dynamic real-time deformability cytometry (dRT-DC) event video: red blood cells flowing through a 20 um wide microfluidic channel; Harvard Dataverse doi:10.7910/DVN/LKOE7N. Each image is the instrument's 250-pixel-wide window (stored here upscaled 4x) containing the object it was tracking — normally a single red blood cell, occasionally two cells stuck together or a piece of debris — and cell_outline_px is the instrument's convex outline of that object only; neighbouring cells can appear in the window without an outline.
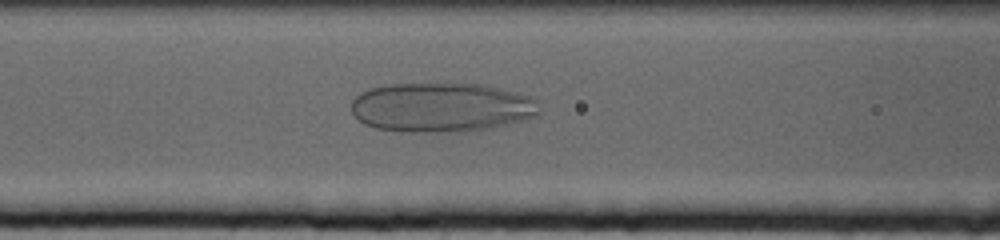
{"species": "human", "species_latin": "Homo sapiens", "temperature_condition": "cold", "stored_images_in_passage": 71, "camera_frame_rate_fps": 3000, "um_per_image_px": 0.085, "donor": {"sex": "female"}, "frame": {"image": 1, "passage_image": 28, "time_ms": 9.0, "image_size_px": [1000, 240], "cell_outline_px": [[540, 112], [536, 116], [488, 128], [464, 132], [408, 132], [376, 128], [364, 124], [352, 112], [352, 100], [360, 92], [372, 88], [388, 84], [480, 84], [516, 92], [528, 96], [536, 100]], "centroid_in_image_um": [37.49, 9.13], "position_along_channel_um": 129.1, "area_um2": 53.87}}
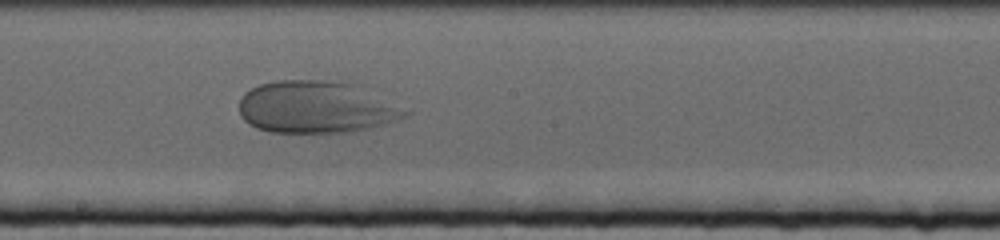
{"frame": {"image": 2, "passage_image": 38, "time_ms": 12.333, "image_size_px": [1000, 240], "cell_outline_px": [[408, 112], [404, 116], [396, 120], [368, 128], [352, 132], [272, 132], [256, 128], [248, 124], [240, 116], [240, 100], [244, 92], [260, 84], [276, 80], [328, 80], [352, 84]], "centroid_in_image_um": [26.74, 9.11], "position_along_channel_um": 221.5, "area_um2": 49.42}}
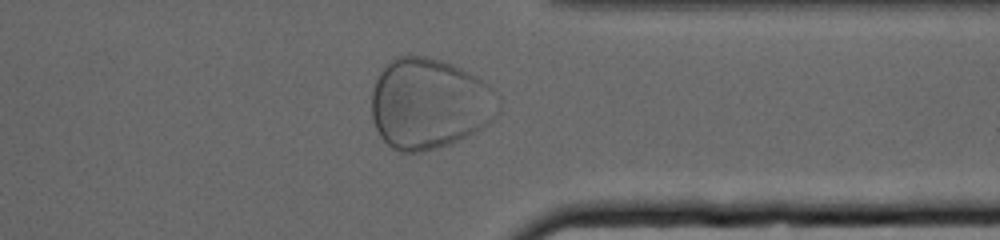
{"frame": {"image": 3, "passage_image": 55, "time_ms": 18.0, "image_size_px": [1000, 240], "cell_outline_px": [[500, 108], [492, 120], [476, 132], [460, 140], [436, 148], [420, 152], [400, 152], [392, 148], [380, 136], [376, 128], [372, 116], [372, 92], [376, 80], [380, 72], [396, 56], [428, 56], [452, 64], [476, 76], [488, 84], [500, 96]], "centroid_in_image_um": [36.51, 8.81], "position_along_channel_um": 374.9, "area_um2": 67.16}}